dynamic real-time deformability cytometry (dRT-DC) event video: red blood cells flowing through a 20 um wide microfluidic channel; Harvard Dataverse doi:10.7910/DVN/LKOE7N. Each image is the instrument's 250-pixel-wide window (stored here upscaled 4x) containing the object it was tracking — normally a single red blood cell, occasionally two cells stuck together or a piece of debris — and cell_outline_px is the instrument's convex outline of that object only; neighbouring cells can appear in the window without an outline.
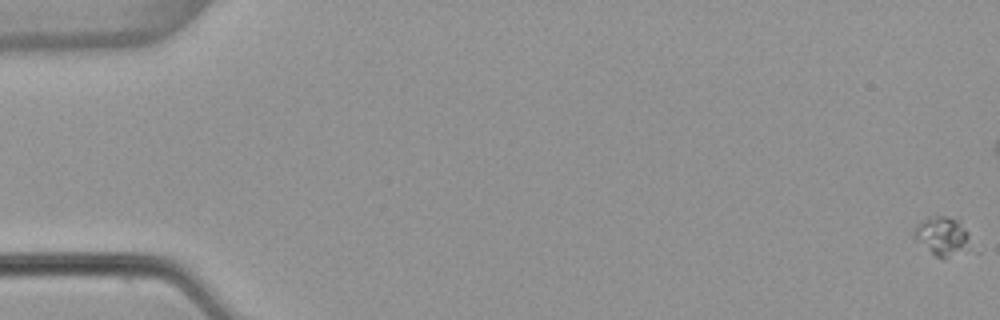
{"species": "common noctule bat (a hibernating species)", "species_latin": "Nyctalus noctula", "temperature_condition": "warm", "stored_images_in_passage": 57, "camera_frame_rate_fps": 3000, "um_per_image_px": 0.085, "animal": {"sex": "female", "body_mass_g": 22.7, "forearm_length_mm": 54.2}, "frame": {"image": 1, "passage_image": 1, "time_ms": 0.0, "image_size_px": [1000, 320], "cell_outline_px": [[980, 252], [944, 260], [936, 256], [912, 232], [916, 224], [928, 216], [948, 216], [960, 220], [968, 232]], "centroid_in_image_um": [80.35, 20.15], "position_along_channel_um": 4.7, "area_um2": 13.99}}
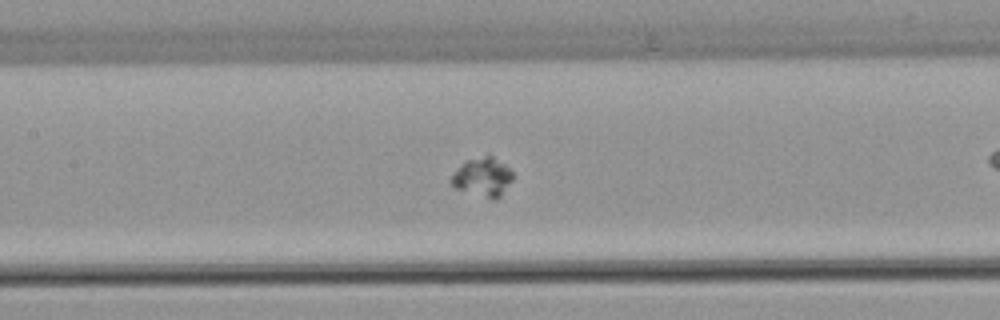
{"frame": {"image": 2, "passage_image": 27, "time_ms": 8.667, "image_size_px": [1000, 320], "cell_outline_px": [[512, 180], [500, 196], [496, 200], [492, 200], [452, 188], [448, 184], [452, 176], [464, 160], [488, 152], [504, 164], [512, 172]], "centroid_in_image_um": [40.98, 15.03], "position_along_channel_um": 166.4, "area_um2": 14.45}}
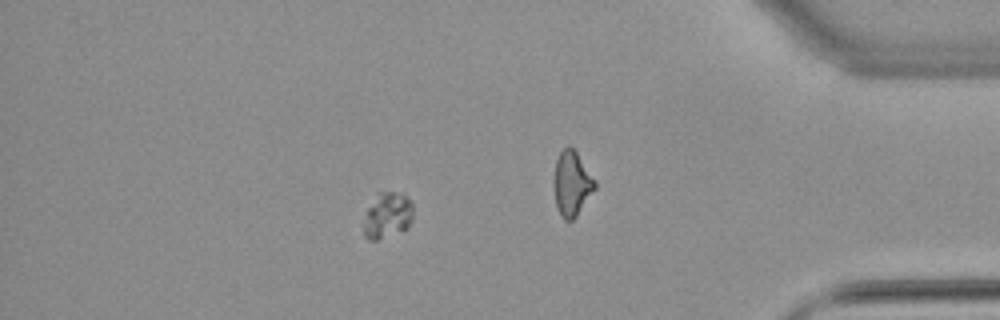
{"frame": {"image": 3, "passage_image": 49, "time_ms": 16.0, "image_size_px": [1000, 320], "cell_outline_px": [[412, 220], [408, 228], [376, 240], [368, 240], [364, 236], [364, 224], [368, 208], [376, 192], [392, 192], [404, 196], [412, 204]], "centroid_in_image_um": [32.91, 18.32], "position_along_channel_um": 402.3, "area_um2": 12.95}}